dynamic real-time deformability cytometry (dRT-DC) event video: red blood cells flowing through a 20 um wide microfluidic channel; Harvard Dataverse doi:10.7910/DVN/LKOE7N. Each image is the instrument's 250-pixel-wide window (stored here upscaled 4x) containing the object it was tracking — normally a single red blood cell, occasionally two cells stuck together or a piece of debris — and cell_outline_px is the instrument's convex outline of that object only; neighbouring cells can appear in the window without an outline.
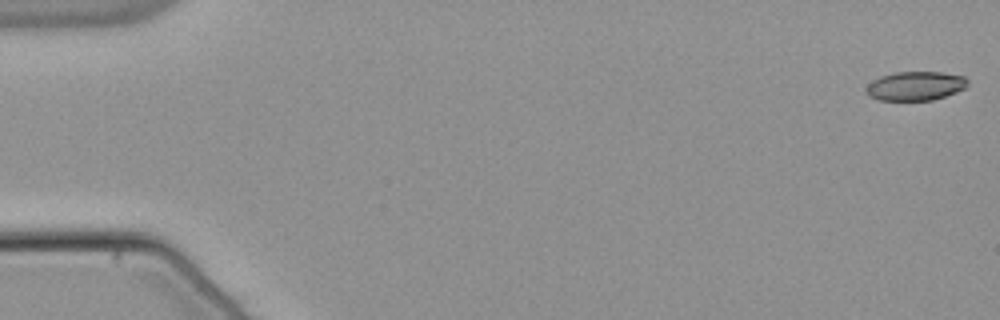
{"species": "common noctule bat (a hibernating species)", "species_latin": "Nyctalus noctula", "temperature_condition": "warm", "stored_images_in_passage": 54, "camera_frame_rate_fps": 3000, "um_per_image_px": 0.085, "animal": {"sex": "male", "body_mass_g": 21.5, "forearm_length_mm": 52.0}, "frame": {"image": 1, "passage_image": 1, "time_ms": 0.0, "image_size_px": [1000, 320], "cell_outline_px": [[968, 84], [964, 88], [956, 92], [932, 100], [880, 100], [868, 96], [864, 92], [868, 84], [872, 80], [880, 76], [896, 72], [940, 72], [964, 76], [968, 80]], "centroid_in_image_um": [77.78, 7.3], "position_along_channel_um": 7.2, "area_um2": 17.17}}
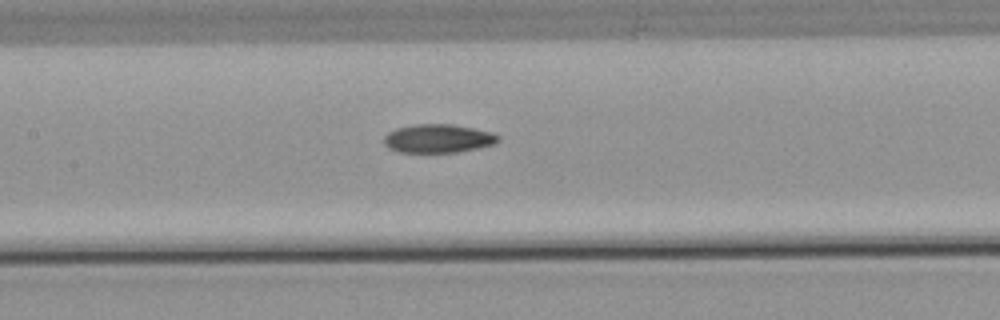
{"frame": {"image": 2, "passage_image": 26, "time_ms": 8.333, "image_size_px": [1000, 320], "cell_outline_px": [[500, 140], [496, 144], [480, 148], [460, 152], [400, 152], [388, 148], [384, 144], [384, 136], [388, 132], [396, 128], [416, 124], [452, 124], [492, 132], [500, 136]], "centroid_in_image_um": [37.27, 11.78], "position_along_channel_um": 170.1, "area_um2": 19.19}}
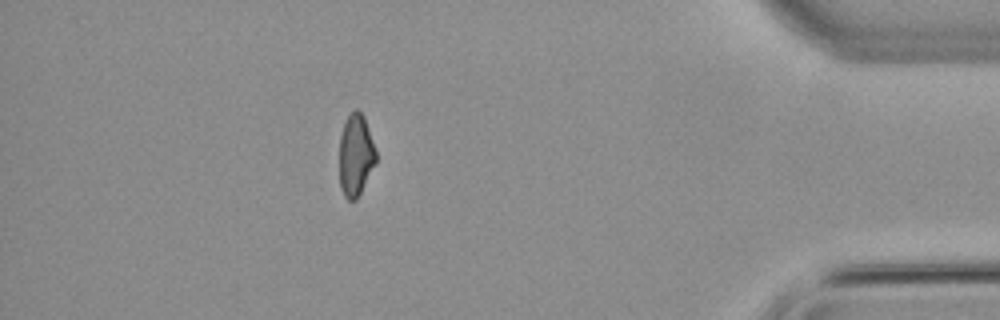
{"frame": {"image": 3, "passage_image": 48, "time_ms": 15.667, "image_size_px": [1000, 320], "cell_outline_px": [[376, 164], [356, 200], [348, 200], [344, 196], [340, 188], [340, 136], [344, 124], [348, 116], [356, 108], [364, 116], [376, 152]], "centroid_in_image_um": [30.24, 13.21], "position_along_channel_um": 405.0, "area_um2": 17.34}}